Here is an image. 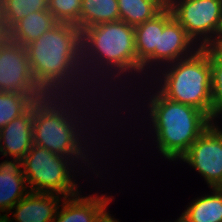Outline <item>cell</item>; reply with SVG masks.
Returning <instances> with one entry per match:
<instances>
[{
    "label": "cell",
    "mask_w": 222,
    "mask_h": 222,
    "mask_svg": "<svg viewBox=\"0 0 222 222\" xmlns=\"http://www.w3.org/2000/svg\"><path fill=\"white\" fill-rule=\"evenodd\" d=\"M74 162L68 157L33 145L22 159L23 174L30 192L54 193L63 197L82 193L74 180L76 175H72L75 174V166L79 165Z\"/></svg>",
    "instance_id": "cell-6"
},
{
    "label": "cell",
    "mask_w": 222,
    "mask_h": 222,
    "mask_svg": "<svg viewBox=\"0 0 222 222\" xmlns=\"http://www.w3.org/2000/svg\"><path fill=\"white\" fill-rule=\"evenodd\" d=\"M120 20L136 27L152 19L163 7L156 0H117Z\"/></svg>",
    "instance_id": "cell-19"
},
{
    "label": "cell",
    "mask_w": 222,
    "mask_h": 222,
    "mask_svg": "<svg viewBox=\"0 0 222 222\" xmlns=\"http://www.w3.org/2000/svg\"><path fill=\"white\" fill-rule=\"evenodd\" d=\"M8 1L7 0H0V17L1 16H8Z\"/></svg>",
    "instance_id": "cell-27"
},
{
    "label": "cell",
    "mask_w": 222,
    "mask_h": 222,
    "mask_svg": "<svg viewBox=\"0 0 222 222\" xmlns=\"http://www.w3.org/2000/svg\"><path fill=\"white\" fill-rule=\"evenodd\" d=\"M23 174L22 159L0 163V222L30 190ZM2 214L5 212V214Z\"/></svg>",
    "instance_id": "cell-15"
},
{
    "label": "cell",
    "mask_w": 222,
    "mask_h": 222,
    "mask_svg": "<svg viewBox=\"0 0 222 222\" xmlns=\"http://www.w3.org/2000/svg\"><path fill=\"white\" fill-rule=\"evenodd\" d=\"M82 196L78 193L65 197L53 222H94L114 199L111 195H98L97 192Z\"/></svg>",
    "instance_id": "cell-14"
},
{
    "label": "cell",
    "mask_w": 222,
    "mask_h": 222,
    "mask_svg": "<svg viewBox=\"0 0 222 222\" xmlns=\"http://www.w3.org/2000/svg\"><path fill=\"white\" fill-rule=\"evenodd\" d=\"M217 122H212L179 159L201 174L210 189L222 188V127Z\"/></svg>",
    "instance_id": "cell-8"
},
{
    "label": "cell",
    "mask_w": 222,
    "mask_h": 222,
    "mask_svg": "<svg viewBox=\"0 0 222 222\" xmlns=\"http://www.w3.org/2000/svg\"><path fill=\"white\" fill-rule=\"evenodd\" d=\"M174 222H188L182 215L177 218V220H175Z\"/></svg>",
    "instance_id": "cell-29"
},
{
    "label": "cell",
    "mask_w": 222,
    "mask_h": 222,
    "mask_svg": "<svg viewBox=\"0 0 222 222\" xmlns=\"http://www.w3.org/2000/svg\"><path fill=\"white\" fill-rule=\"evenodd\" d=\"M199 48L179 22L172 17L165 24L163 32H160L159 49H155V72L169 63L191 56Z\"/></svg>",
    "instance_id": "cell-11"
},
{
    "label": "cell",
    "mask_w": 222,
    "mask_h": 222,
    "mask_svg": "<svg viewBox=\"0 0 222 222\" xmlns=\"http://www.w3.org/2000/svg\"><path fill=\"white\" fill-rule=\"evenodd\" d=\"M193 199L181 214L188 222H222V188Z\"/></svg>",
    "instance_id": "cell-16"
},
{
    "label": "cell",
    "mask_w": 222,
    "mask_h": 222,
    "mask_svg": "<svg viewBox=\"0 0 222 222\" xmlns=\"http://www.w3.org/2000/svg\"><path fill=\"white\" fill-rule=\"evenodd\" d=\"M57 23L49 10L33 12L24 16L15 23L18 43L25 47L53 28Z\"/></svg>",
    "instance_id": "cell-18"
},
{
    "label": "cell",
    "mask_w": 222,
    "mask_h": 222,
    "mask_svg": "<svg viewBox=\"0 0 222 222\" xmlns=\"http://www.w3.org/2000/svg\"><path fill=\"white\" fill-rule=\"evenodd\" d=\"M172 17L171 9L165 7L152 19L134 27L137 60L142 66V74L147 76H145L147 80L148 71L151 70V75L155 74V49H159L160 32H163L165 24Z\"/></svg>",
    "instance_id": "cell-10"
},
{
    "label": "cell",
    "mask_w": 222,
    "mask_h": 222,
    "mask_svg": "<svg viewBox=\"0 0 222 222\" xmlns=\"http://www.w3.org/2000/svg\"><path fill=\"white\" fill-rule=\"evenodd\" d=\"M168 7L200 48L209 47L219 37L221 0H170Z\"/></svg>",
    "instance_id": "cell-7"
},
{
    "label": "cell",
    "mask_w": 222,
    "mask_h": 222,
    "mask_svg": "<svg viewBox=\"0 0 222 222\" xmlns=\"http://www.w3.org/2000/svg\"><path fill=\"white\" fill-rule=\"evenodd\" d=\"M64 198L54 193L29 192L11 209H15L10 211L14 218L7 215L1 222H53Z\"/></svg>",
    "instance_id": "cell-12"
},
{
    "label": "cell",
    "mask_w": 222,
    "mask_h": 222,
    "mask_svg": "<svg viewBox=\"0 0 222 222\" xmlns=\"http://www.w3.org/2000/svg\"><path fill=\"white\" fill-rule=\"evenodd\" d=\"M0 91L29 94L35 101L47 96L33 78L26 48L0 46Z\"/></svg>",
    "instance_id": "cell-9"
},
{
    "label": "cell",
    "mask_w": 222,
    "mask_h": 222,
    "mask_svg": "<svg viewBox=\"0 0 222 222\" xmlns=\"http://www.w3.org/2000/svg\"><path fill=\"white\" fill-rule=\"evenodd\" d=\"M81 45L83 74L87 82L96 87V91H103V94L99 93L103 98L107 97L108 90L107 95L112 97L110 93L113 87L117 88L114 89L115 92L116 90L119 92L117 85L120 83V86L125 87L123 81H127L128 78L129 82H132L133 79L131 80L129 76L134 75L132 77L142 80V66L137 60L133 26L122 20L93 25L81 31ZM111 82H114L113 86Z\"/></svg>",
    "instance_id": "cell-2"
},
{
    "label": "cell",
    "mask_w": 222,
    "mask_h": 222,
    "mask_svg": "<svg viewBox=\"0 0 222 222\" xmlns=\"http://www.w3.org/2000/svg\"><path fill=\"white\" fill-rule=\"evenodd\" d=\"M163 8L169 6V1L170 0H156Z\"/></svg>",
    "instance_id": "cell-28"
},
{
    "label": "cell",
    "mask_w": 222,
    "mask_h": 222,
    "mask_svg": "<svg viewBox=\"0 0 222 222\" xmlns=\"http://www.w3.org/2000/svg\"><path fill=\"white\" fill-rule=\"evenodd\" d=\"M211 67V107L210 118L213 122L222 115V60L210 49Z\"/></svg>",
    "instance_id": "cell-21"
},
{
    "label": "cell",
    "mask_w": 222,
    "mask_h": 222,
    "mask_svg": "<svg viewBox=\"0 0 222 222\" xmlns=\"http://www.w3.org/2000/svg\"><path fill=\"white\" fill-rule=\"evenodd\" d=\"M209 48L222 60V37H218Z\"/></svg>",
    "instance_id": "cell-25"
},
{
    "label": "cell",
    "mask_w": 222,
    "mask_h": 222,
    "mask_svg": "<svg viewBox=\"0 0 222 222\" xmlns=\"http://www.w3.org/2000/svg\"><path fill=\"white\" fill-rule=\"evenodd\" d=\"M157 70L156 74L160 76L152 75L155 79L151 80H154L153 85L159 83L160 86L157 84L155 89L157 87L164 97L200 109L210 117L212 84L209 47L199 48L191 56Z\"/></svg>",
    "instance_id": "cell-5"
},
{
    "label": "cell",
    "mask_w": 222,
    "mask_h": 222,
    "mask_svg": "<svg viewBox=\"0 0 222 222\" xmlns=\"http://www.w3.org/2000/svg\"><path fill=\"white\" fill-rule=\"evenodd\" d=\"M107 208L95 219L94 222H120L118 219L111 216Z\"/></svg>",
    "instance_id": "cell-26"
},
{
    "label": "cell",
    "mask_w": 222,
    "mask_h": 222,
    "mask_svg": "<svg viewBox=\"0 0 222 222\" xmlns=\"http://www.w3.org/2000/svg\"><path fill=\"white\" fill-rule=\"evenodd\" d=\"M117 20H120L117 0H82L80 21L76 26L82 31Z\"/></svg>",
    "instance_id": "cell-17"
},
{
    "label": "cell",
    "mask_w": 222,
    "mask_h": 222,
    "mask_svg": "<svg viewBox=\"0 0 222 222\" xmlns=\"http://www.w3.org/2000/svg\"><path fill=\"white\" fill-rule=\"evenodd\" d=\"M219 37H222V28L220 30Z\"/></svg>",
    "instance_id": "cell-30"
},
{
    "label": "cell",
    "mask_w": 222,
    "mask_h": 222,
    "mask_svg": "<svg viewBox=\"0 0 222 222\" xmlns=\"http://www.w3.org/2000/svg\"><path fill=\"white\" fill-rule=\"evenodd\" d=\"M149 96L144 104L148 101L147 120L152 123L149 125L154 131L157 152L169 161H176L213 121L200 109L169 100L157 89Z\"/></svg>",
    "instance_id": "cell-4"
},
{
    "label": "cell",
    "mask_w": 222,
    "mask_h": 222,
    "mask_svg": "<svg viewBox=\"0 0 222 222\" xmlns=\"http://www.w3.org/2000/svg\"><path fill=\"white\" fill-rule=\"evenodd\" d=\"M82 0H49L48 10L58 23L77 25L80 21Z\"/></svg>",
    "instance_id": "cell-22"
},
{
    "label": "cell",
    "mask_w": 222,
    "mask_h": 222,
    "mask_svg": "<svg viewBox=\"0 0 222 222\" xmlns=\"http://www.w3.org/2000/svg\"><path fill=\"white\" fill-rule=\"evenodd\" d=\"M35 102L29 94L0 91V130L24 114Z\"/></svg>",
    "instance_id": "cell-20"
},
{
    "label": "cell",
    "mask_w": 222,
    "mask_h": 222,
    "mask_svg": "<svg viewBox=\"0 0 222 222\" xmlns=\"http://www.w3.org/2000/svg\"><path fill=\"white\" fill-rule=\"evenodd\" d=\"M97 96L99 95H92V97L89 95H47L36 101L33 104L34 145L46 148L57 155L68 157L71 161H77L76 163H81V165L85 162V166L94 170L96 166L91 164L93 155L90 158L88 157L91 155L88 153L90 150L89 147L91 146L87 141L88 139L89 141L90 139L95 141L94 139L96 138L92 139L89 136L88 132L92 133L89 129L92 121L91 119H85L87 117L86 114L89 112V110H85V108L90 107L88 104L91 100L92 107H95L94 105L97 104L96 107L101 108L98 106L99 100ZM95 100H97V102ZM84 104L86 106H84ZM85 112L86 114L84 115ZM79 114H82V116ZM87 123L89 124L86 125ZM86 137H88V139ZM78 159L81 160V162Z\"/></svg>",
    "instance_id": "cell-3"
},
{
    "label": "cell",
    "mask_w": 222,
    "mask_h": 222,
    "mask_svg": "<svg viewBox=\"0 0 222 222\" xmlns=\"http://www.w3.org/2000/svg\"><path fill=\"white\" fill-rule=\"evenodd\" d=\"M17 32H16V24L11 18L8 16L0 17V46L6 45H17Z\"/></svg>",
    "instance_id": "cell-24"
},
{
    "label": "cell",
    "mask_w": 222,
    "mask_h": 222,
    "mask_svg": "<svg viewBox=\"0 0 222 222\" xmlns=\"http://www.w3.org/2000/svg\"><path fill=\"white\" fill-rule=\"evenodd\" d=\"M81 46V30L69 23H57L25 46L33 78L46 95L98 94L83 74Z\"/></svg>",
    "instance_id": "cell-1"
},
{
    "label": "cell",
    "mask_w": 222,
    "mask_h": 222,
    "mask_svg": "<svg viewBox=\"0 0 222 222\" xmlns=\"http://www.w3.org/2000/svg\"><path fill=\"white\" fill-rule=\"evenodd\" d=\"M34 145L33 105L0 130V155L23 159Z\"/></svg>",
    "instance_id": "cell-13"
},
{
    "label": "cell",
    "mask_w": 222,
    "mask_h": 222,
    "mask_svg": "<svg viewBox=\"0 0 222 222\" xmlns=\"http://www.w3.org/2000/svg\"><path fill=\"white\" fill-rule=\"evenodd\" d=\"M8 12L16 23L24 16L33 12L48 10L49 0H7Z\"/></svg>",
    "instance_id": "cell-23"
}]
</instances>
